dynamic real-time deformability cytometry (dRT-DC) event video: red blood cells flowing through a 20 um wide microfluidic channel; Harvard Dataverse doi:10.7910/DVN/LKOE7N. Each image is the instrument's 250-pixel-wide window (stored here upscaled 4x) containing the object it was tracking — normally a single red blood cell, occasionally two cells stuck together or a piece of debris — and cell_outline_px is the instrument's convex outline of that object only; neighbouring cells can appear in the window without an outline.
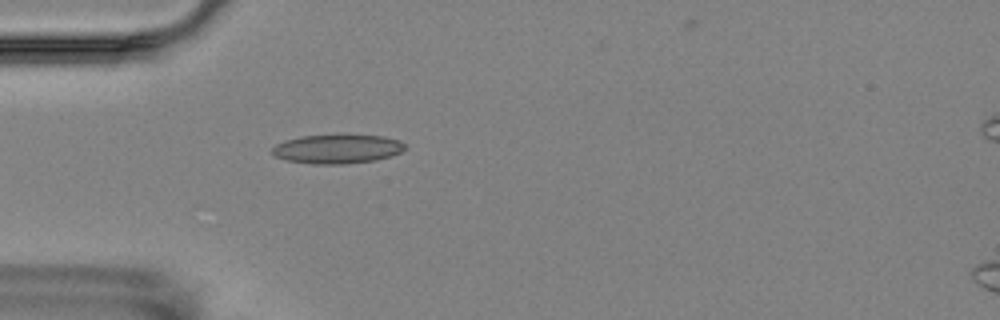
{"species": "Egyptian fruit bat (a non-hibernating species)", "species_latin": "Rousettus aegyptiacus", "temperature_condition": "room temperature", "stored_images_in_passage": 4, "camera_frame_rate_fps": 3000, "um_per_image_px": 0.085, "animal": {"sex": "female"}, "frame": {"image": 1, "passage_image": 3, "time_ms": 3.333, "image_size_px": [1000, 320], "cell_outline_px": [[404, 148], [400, 152], [376, 160], [344, 164], [312, 164], [288, 160], [276, 156], [272, 152], [272, 148], [276, 144], [284, 140], [300, 136], [384, 136], [400, 140], [404, 144]], "centroid_in_image_um": [28.64, 12.67], "position_along_channel_um": 56.4, "area_um2": 22.02}}